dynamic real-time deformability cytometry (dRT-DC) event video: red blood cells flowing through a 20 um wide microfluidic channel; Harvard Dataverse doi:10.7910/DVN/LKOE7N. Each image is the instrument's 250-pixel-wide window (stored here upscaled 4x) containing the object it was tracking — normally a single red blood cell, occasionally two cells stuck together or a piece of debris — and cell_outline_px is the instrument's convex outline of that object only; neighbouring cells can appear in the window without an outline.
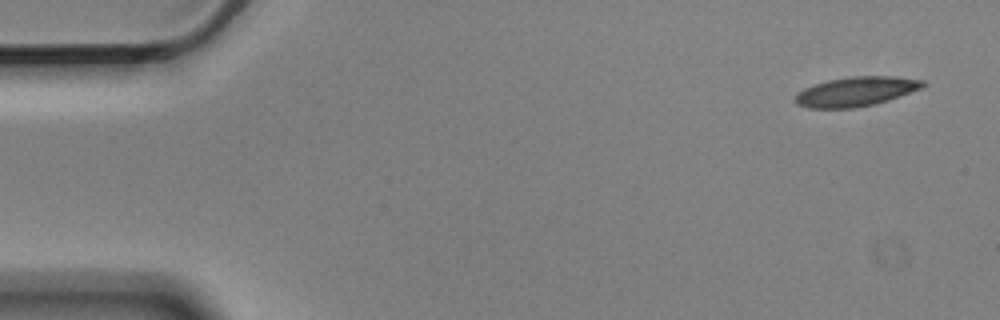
{"species": "Egyptian fruit bat (a non-hibernating species)", "species_latin": "Rousettus aegyptiacus", "temperature_condition": "cold", "stored_images_in_passage": 5, "camera_frame_rate_fps": 3000, "um_per_image_px": 0.085, "animal": {"sex": "male"}, "frame": {"image": 1, "passage_image": 1, "time_ms": 0.0, "image_size_px": [1000, 320], "cell_outline_px": [[928, 84], [924, 88], [888, 100], [872, 104], [852, 108], [808, 108], [796, 104], [796, 92], [804, 88], [828, 80], [852, 76], [896, 76], [924, 80]], "centroid_in_image_um": [72.81, 7.77], "position_along_channel_um": 12.2, "area_um2": 21.96}}
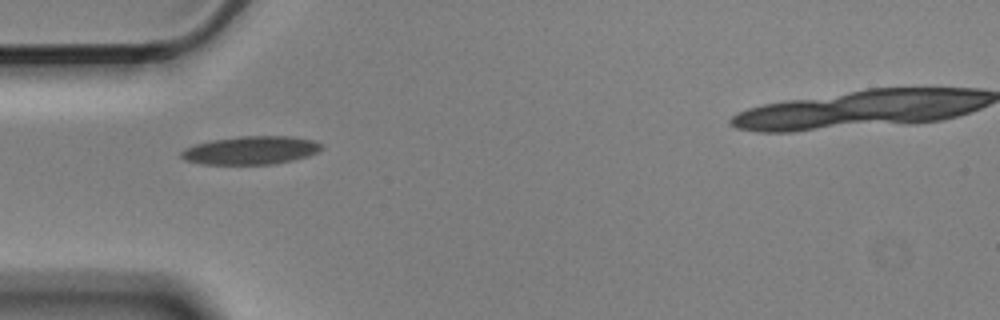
{"frame": {"image": 2, "passage_image": 4, "time_ms": 1.0, "image_size_px": [1000, 320], "cell_outline_px": [[324, 148], [308, 156], [276, 164], [200, 164], [184, 160], [180, 156], [180, 152], [184, 148], [196, 144], [212, 140], [240, 136], [292, 136], [316, 140], [324, 144]], "centroid_in_image_um": [21.35, 12.77], "position_along_channel_um": 63.7, "area_um2": 23.35}}
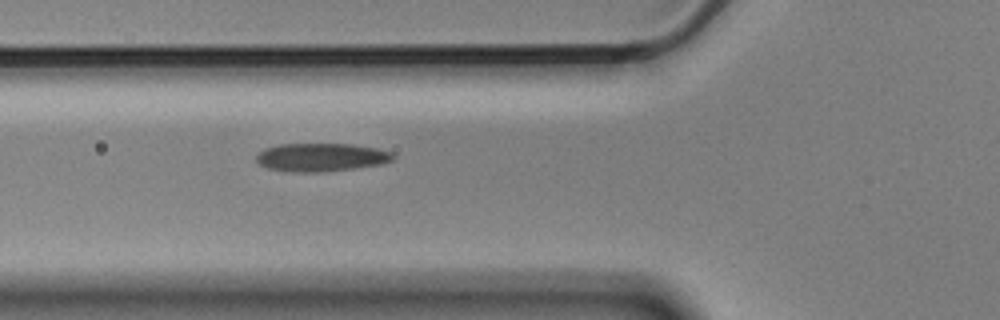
{"frame": {"image": 3, "passage_image": 5, "time_ms": 1.333, "image_size_px": [1000, 320], "cell_outline_px": [[396, 160], [384, 164], [320, 172], [300, 172], [268, 168], [260, 164], [256, 160], [256, 156], [264, 148], [280, 144], [352, 144], [376, 148], [392, 152], [396, 156]], "centroid_in_image_um": [27.36, 13.36], "position_along_channel_um": 98.4, "area_um2": 22.48}}